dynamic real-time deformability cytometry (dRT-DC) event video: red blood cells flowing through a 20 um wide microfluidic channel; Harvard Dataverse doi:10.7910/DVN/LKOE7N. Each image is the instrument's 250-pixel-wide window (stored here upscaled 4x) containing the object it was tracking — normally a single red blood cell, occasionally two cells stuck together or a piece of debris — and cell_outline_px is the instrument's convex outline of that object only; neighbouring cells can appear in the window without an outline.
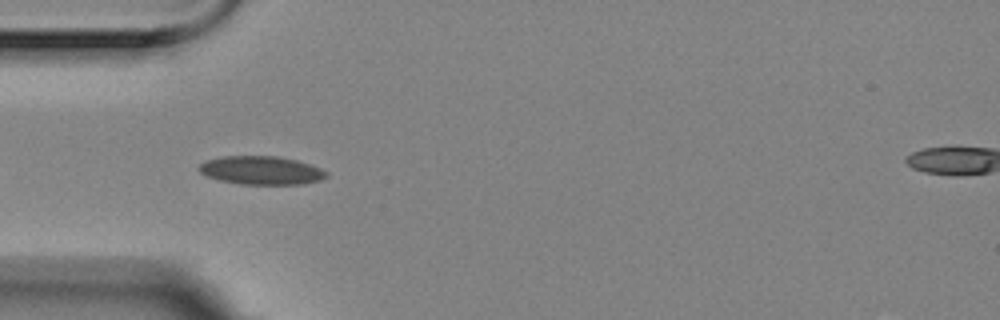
{"species": "Egyptian fruit bat (a non-hibernating species)", "species_latin": "Rousettus aegyptiacus", "temperature_condition": "room temperature", "stored_images_in_passage": 5, "camera_frame_rate_fps": 3000, "um_per_image_px": 0.085, "animal": {"sex": "female"}, "frame": {"image": 1, "passage_image": 4, "time_ms": 1.0, "image_size_px": [1000, 320], "cell_outline_px": [[328, 176], [320, 180], [304, 184], [240, 184], [220, 180], [208, 176], [200, 172], [196, 168], [200, 164], [208, 160], [224, 156], [276, 156], [296, 160], [320, 168], [328, 172]], "centroid_in_image_um": [22.22, 14.48], "position_along_channel_um": 62.8, "area_um2": 20.98}}
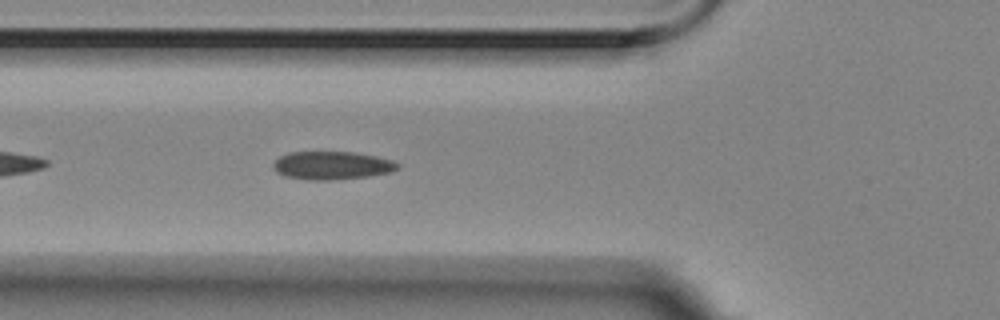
{"frame": {"image": 2, "passage_image": 5, "time_ms": 1.333, "image_size_px": [1000, 320], "cell_outline_px": [[400, 164], [392, 172], [368, 176], [328, 180], [308, 180], [284, 176], [276, 172], [272, 168], [272, 164], [280, 156], [288, 152], [352, 152], [376, 156], [392, 160]], "centroid_in_image_um": [28.17, 14.06], "position_along_channel_um": 97.6, "area_um2": 20.4}}